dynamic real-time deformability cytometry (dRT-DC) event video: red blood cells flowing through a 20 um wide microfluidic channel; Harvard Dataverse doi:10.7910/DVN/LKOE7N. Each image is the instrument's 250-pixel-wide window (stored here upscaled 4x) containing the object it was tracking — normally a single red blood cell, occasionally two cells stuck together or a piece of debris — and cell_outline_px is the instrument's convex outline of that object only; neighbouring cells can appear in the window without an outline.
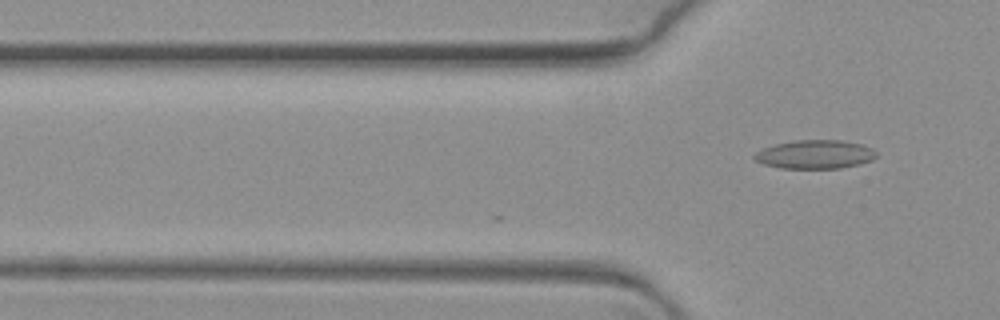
{"species": "common noctule bat (a hibernating species)", "species_latin": "Nyctalus noctula", "temperature_condition": "warm", "stored_images_in_passage": 3, "camera_frame_rate_fps": 3000, "um_per_image_px": 0.085, "animal": {"sex": "female", "body_mass_g": 19.3, "forearm_length_mm": 54.1}, "frame": {"image": 1, "passage_image": 3, "time_ms": 0.667, "image_size_px": [1000, 320], "cell_outline_px": [[876, 156], [872, 160], [860, 164], [840, 168], [780, 168], [764, 164], [752, 160], [752, 156], [756, 152], [764, 148], [776, 144], [796, 140], [840, 140], [864, 144], [872, 148], [876, 152]], "centroid_in_image_um": [69.28, 13.12], "position_along_channel_um": 56.5, "area_um2": 20.46}}